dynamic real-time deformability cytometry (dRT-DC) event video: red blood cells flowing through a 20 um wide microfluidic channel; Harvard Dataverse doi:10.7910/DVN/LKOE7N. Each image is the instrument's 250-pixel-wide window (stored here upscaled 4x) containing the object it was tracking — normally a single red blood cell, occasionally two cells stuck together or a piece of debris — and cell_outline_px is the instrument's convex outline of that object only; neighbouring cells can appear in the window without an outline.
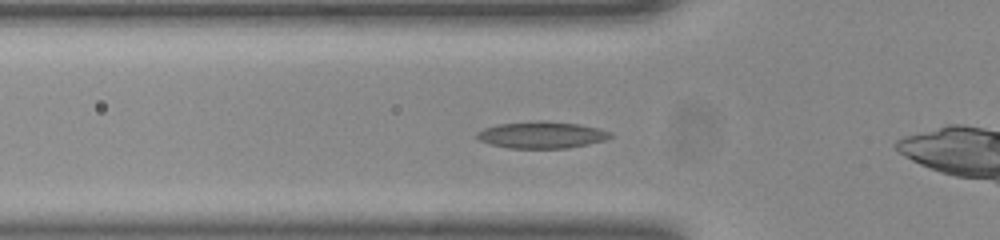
{"species": "common noctule bat (a hibernating species)", "species_latin": "Nyctalus noctula", "temperature_condition": "room temperature", "stored_images_in_passage": 34, "camera_frame_rate_fps": 3000, "um_per_image_px": 0.085, "animal": {"sex": "female", "body_mass_g": 23.0, "forearm_length_mm": 53.4}, "frame": {"image": 1, "passage_image": 6, "time_ms": 1.667, "image_size_px": [1000, 240], "cell_outline_px": [[612, 136], [604, 140], [588, 144], [568, 148], [508, 148], [488, 144], [480, 140], [476, 136], [476, 132], [484, 128], [496, 124], [540, 120], [544, 120], [580, 124], [596, 128], [608, 132]], "centroid_in_image_um": [45.98, 11.46], "position_along_channel_um": 79.8, "area_um2": 20.81}}
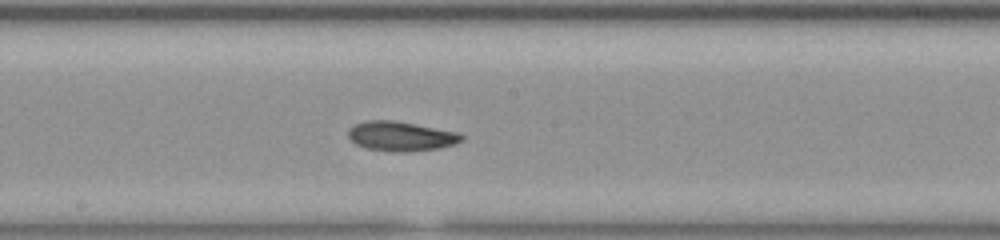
{"frame": {"image": 2, "passage_image": 16, "time_ms": 5.0, "image_size_px": [1000, 240], "cell_outline_px": [[464, 140], [456, 144], [440, 148], [404, 152], [392, 152], [364, 148], [356, 144], [348, 136], [348, 128], [356, 124], [368, 120], [392, 120], [456, 132], [464, 136]], "centroid_in_image_um": [34.06, 11.59], "position_along_channel_um": 214.1, "area_um2": 19.48}}
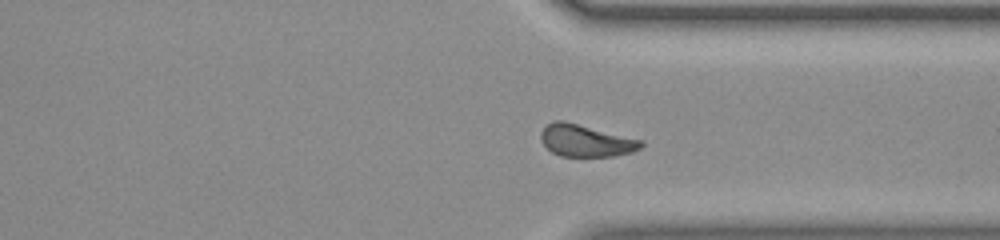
{"frame": {"image": 3, "passage_image": 27, "time_ms": 8.667, "image_size_px": [1000, 240], "cell_outline_px": [[644, 144], [640, 148], [632, 152], [616, 156], [560, 156], [552, 152], [540, 140], [540, 132], [552, 120], [564, 120], [644, 140]], "centroid_in_image_um": [49.81, 11.94], "position_along_channel_um": 361.6, "area_um2": 18.9}}